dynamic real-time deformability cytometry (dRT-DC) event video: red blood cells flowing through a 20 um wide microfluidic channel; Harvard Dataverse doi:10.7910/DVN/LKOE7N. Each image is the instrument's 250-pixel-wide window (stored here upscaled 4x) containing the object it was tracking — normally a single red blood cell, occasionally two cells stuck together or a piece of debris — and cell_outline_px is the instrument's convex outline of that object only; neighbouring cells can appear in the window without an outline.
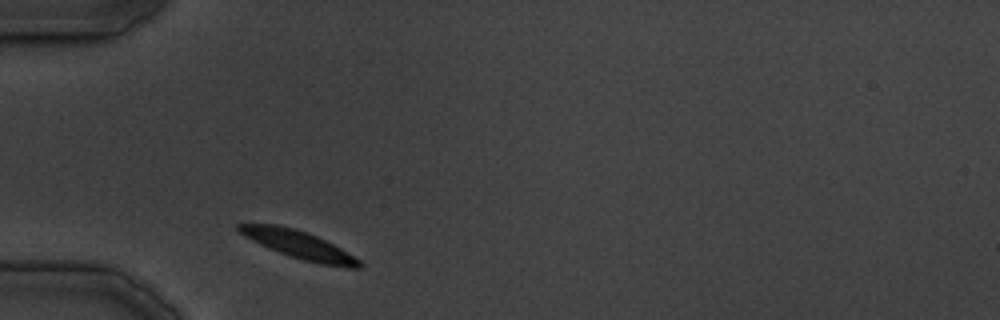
{"species": "common noctule bat (a hibernating species)", "species_latin": "Nyctalus noctula", "temperature_condition": "cold", "stored_images_in_passage": 23, "camera_frame_rate_fps": 3000, "um_per_image_px": 0.085, "animal": {"sex": "male", "body_mass_g": 19.5, "forearm_length_mm": 54.6}, "frame": {"image": 1, "passage_image": 1, "time_ms": 0.0, "image_size_px": [1000, 320], "cell_outline_px": [[364, 264], [360, 268], [348, 268], [320, 264], [304, 260], [268, 248], [252, 240], [240, 232], [236, 228], [236, 224], [276, 224], [308, 232], [340, 248], [360, 260]], "centroid_in_image_um": [25.43, 20.81], "position_along_channel_um": 59.6, "area_um2": 19.19}}
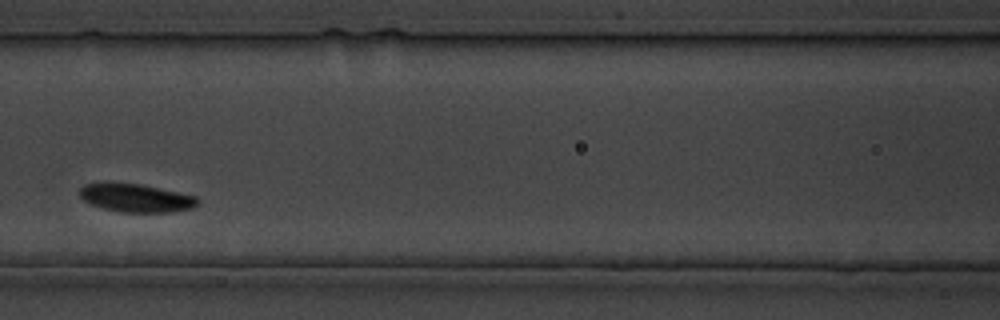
{"frame": {"image": 2, "passage_image": 7, "time_ms": 7.667, "image_size_px": [1000, 320], "cell_outline_px": [[200, 200], [192, 208], [168, 212], [120, 212], [104, 208], [92, 204], [84, 200], [80, 196], [80, 188], [84, 184], [140, 184], [196, 196]], "centroid_in_image_um": [11.59, 16.84], "position_along_channel_um": 155.0, "area_um2": 18.84}}